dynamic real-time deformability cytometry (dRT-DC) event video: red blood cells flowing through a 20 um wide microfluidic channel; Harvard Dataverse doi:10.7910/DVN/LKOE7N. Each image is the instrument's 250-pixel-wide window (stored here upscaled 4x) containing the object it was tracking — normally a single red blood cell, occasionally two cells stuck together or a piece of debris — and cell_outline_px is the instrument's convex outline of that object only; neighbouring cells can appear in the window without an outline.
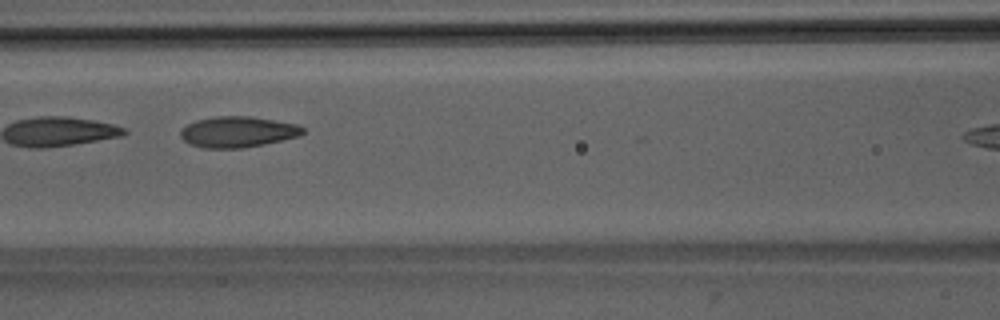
{"species": "Egyptian fruit bat (a non-hibernating species)", "species_latin": "Rousettus aegyptiacus", "temperature_condition": "room temperature", "stored_images_in_passage": 15, "camera_frame_rate_fps": 3000, "um_per_image_px": 0.085, "animal": {"sex": "male"}, "frame": {"image": 1, "passage_image": 9, "time_ms": 2.667, "image_size_px": [1000, 320], "cell_outline_px": [[304, 132], [296, 136], [264, 144], [240, 148], [204, 148], [188, 144], [180, 136], [180, 128], [196, 120], [216, 116], [252, 116], [296, 124], [304, 128]], "centroid_in_image_um": [20.14, 11.2], "position_along_channel_um": 146.5, "area_um2": 21.91}}